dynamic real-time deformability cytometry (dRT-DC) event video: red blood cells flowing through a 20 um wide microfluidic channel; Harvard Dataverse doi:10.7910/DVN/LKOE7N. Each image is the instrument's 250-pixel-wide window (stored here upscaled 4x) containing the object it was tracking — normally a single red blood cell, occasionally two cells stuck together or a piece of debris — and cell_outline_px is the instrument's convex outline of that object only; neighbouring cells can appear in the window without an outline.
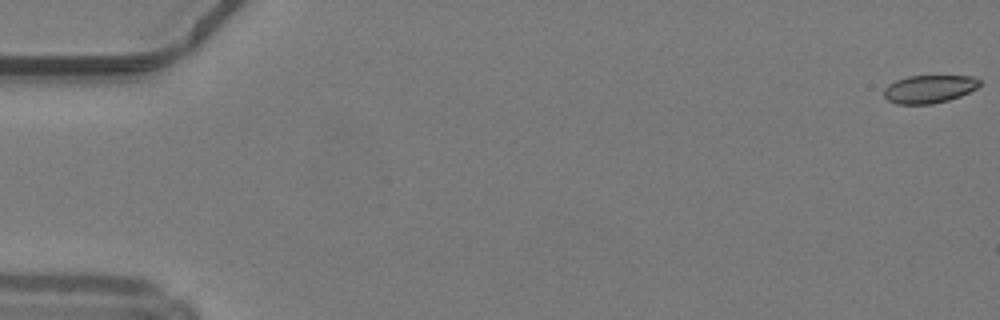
{"species": "common noctule bat (a hibernating species)", "species_latin": "Nyctalus noctula", "temperature_condition": "warm", "stored_images_in_passage": 50, "camera_frame_rate_fps": 3000, "um_per_image_px": 0.085, "animal": {"sex": "male", "body_mass_g": 19.2, "forearm_length_mm": 51.8}, "frame": {"image": 1, "passage_image": 1, "time_ms": 0.0, "image_size_px": [1000, 320], "cell_outline_px": [[980, 84], [976, 88], [960, 96], [948, 100], [932, 104], [896, 104], [888, 100], [884, 96], [884, 88], [888, 84], [896, 80], [908, 76], [976, 76], [980, 80]], "centroid_in_image_um": [78.97, 7.56], "position_along_channel_um": 6.0, "area_um2": 15.61}}
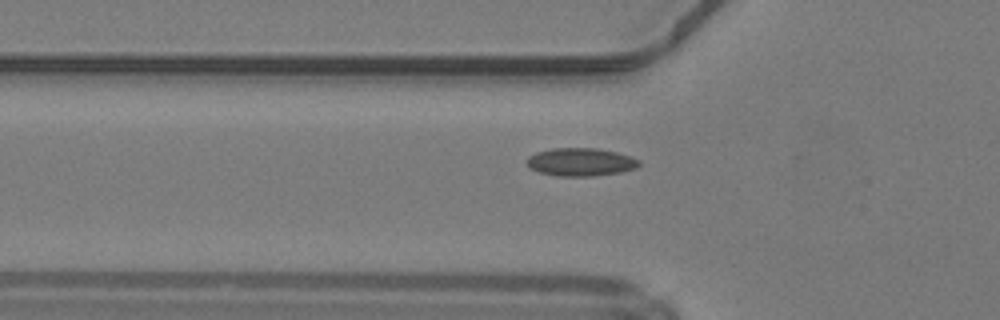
{"frame": {"image": 2, "passage_image": 18, "time_ms": 5.667, "image_size_px": [1000, 320], "cell_outline_px": [[640, 164], [636, 168], [620, 172], [592, 176], [556, 176], [540, 172], [532, 168], [528, 164], [528, 156], [536, 152], [552, 148], [596, 148], [616, 152], [640, 160]], "centroid_in_image_um": [49.36, 13.77], "position_along_channel_um": 76.4, "area_um2": 18.15}}
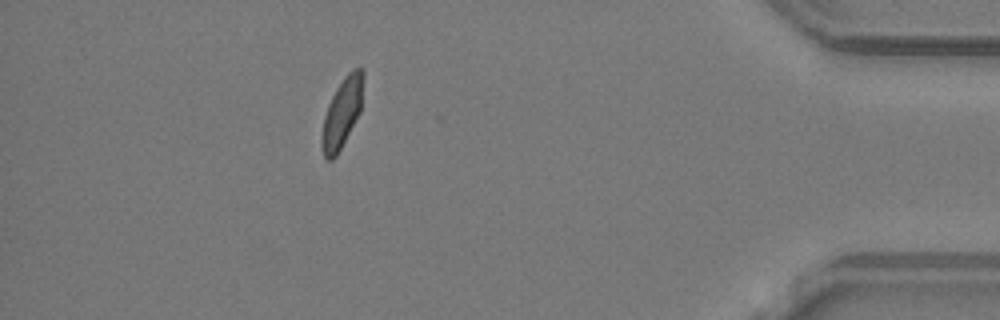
{"frame": {"image": 3, "passage_image": 45, "time_ms": 14.667, "image_size_px": [1000, 320], "cell_outline_px": [[364, 76], [360, 112], [336, 156], [332, 160], [324, 160], [320, 144], [320, 136], [324, 116], [328, 104], [336, 88], [344, 76], [352, 68], [364, 68]], "centroid_in_image_um": [29.05, 9.59], "position_along_channel_um": 406.2, "area_um2": 16.99}, "authors_computed_cell_mechanics": {"area_um2": 16.9932, "velocity_mm_per_s": 4.2187, "shape_relaxation_time_tau1_ms": null, "shape_relaxation_time_tau2_ms": 1.7013, "deformation_change_tau1": null, "deformation_change_tau2": 0.0499}}